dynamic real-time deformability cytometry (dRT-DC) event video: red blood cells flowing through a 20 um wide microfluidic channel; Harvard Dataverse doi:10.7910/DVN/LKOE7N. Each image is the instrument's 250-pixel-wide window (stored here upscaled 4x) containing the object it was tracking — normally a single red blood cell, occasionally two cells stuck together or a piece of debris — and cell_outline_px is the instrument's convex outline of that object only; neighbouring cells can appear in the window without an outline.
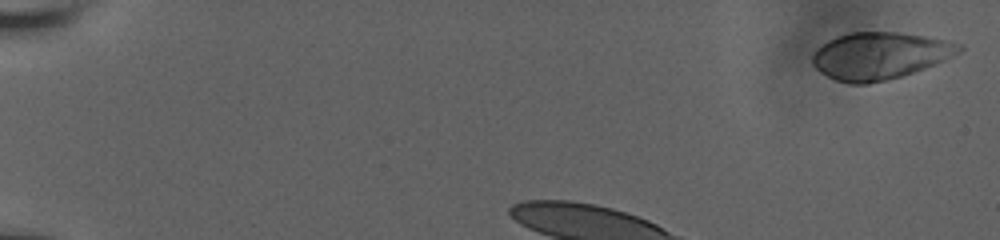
{"species": "human", "species_latin": "Homo sapiens", "temperature_condition": "room temperature", "stored_images_in_passage": 5, "camera_frame_rate_fps": 3000, "um_per_image_px": 0.085, "donor": {"sex": "male"}, "frame": {"image": 1, "passage_image": 1, "time_ms": 0.0, "image_size_px": [1000, 240], "cell_outline_px": [[964, 48], [960, 52], [936, 64], [900, 76], [868, 84], [848, 84], [836, 80], [820, 72], [812, 64], [812, 56], [816, 48], [828, 40], [836, 36], [848, 32], [896, 32], [924, 36], [948, 40], [964, 44]], "centroid_in_image_um": [74.77, 4.73], "position_along_channel_um": 10.2, "area_um2": 40.29}}
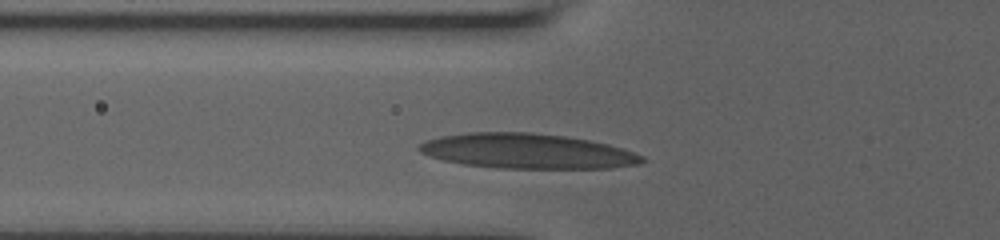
{"frame": {"image": 2, "passage_image": 5, "time_ms": 3.333, "image_size_px": [1000, 240], "cell_outline_px": [[648, 160], [640, 164], [612, 168], [496, 168], [464, 164], [444, 160], [428, 156], [420, 152], [416, 148], [416, 144], [424, 140], [440, 136], [468, 132], [532, 132], [564, 136], [588, 140], [608, 144], [644, 156]], "centroid_in_image_um": [44.76, 12.84], "position_along_channel_um": 81.0, "area_um2": 45.72}}